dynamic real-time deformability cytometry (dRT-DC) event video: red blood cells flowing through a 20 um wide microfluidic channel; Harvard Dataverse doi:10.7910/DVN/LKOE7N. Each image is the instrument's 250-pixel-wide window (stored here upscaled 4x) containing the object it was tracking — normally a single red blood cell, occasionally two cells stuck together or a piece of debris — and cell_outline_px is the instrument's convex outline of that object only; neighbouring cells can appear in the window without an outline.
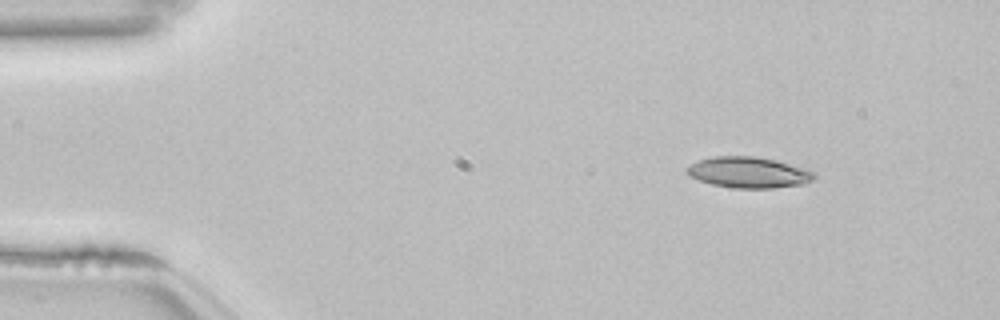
{"species": "common noctule bat (a hibernating species)", "species_latin": "Nyctalus noctula", "temperature_condition": "room temperature", "stored_images_in_passage": 49, "camera_frame_rate_fps": 3000, "um_per_image_px": 0.085, "animal": {"sex": "female", "body_mass_g": 22.7, "forearm_length_mm": 54.2}, "frame": {"image": 1, "passage_image": 3, "time_ms": 0.667, "image_size_px": [1000, 320], "cell_outline_px": [[816, 176], [812, 180], [804, 184], [772, 188], [736, 188], [712, 184], [688, 176], [684, 172], [684, 168], [688, 164], [700, 160], [716, 156], [756, 156], [776, 160], [804, 168], [816, 172]], "centroid_in_image_um": [63.61, 14.65], "position_along_channel_um": 21.4, "area_um2": 23.12}}
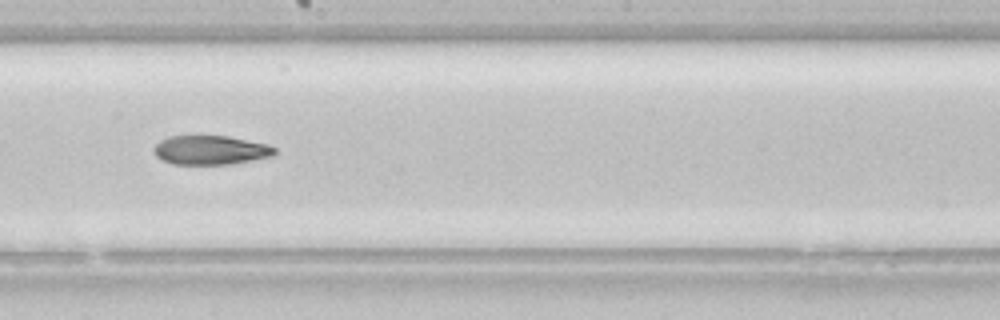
{"frame": {"image": 2, "passage_image": 26, "time_ms": 8.333, "image_size_px": [1000, 320], "cell_outline_px": [[276, 152], [272, 156], [232, 164], [172, 164], [160, 160], [156, 156], [152, 148], [160, 140], [168, 136], [228, 136], [268, 144], [276, 148]], "centroid_in_image_um": [17.87, 12.76], "position_along_channel_um": 230.3, "area_um2": 20.63}}
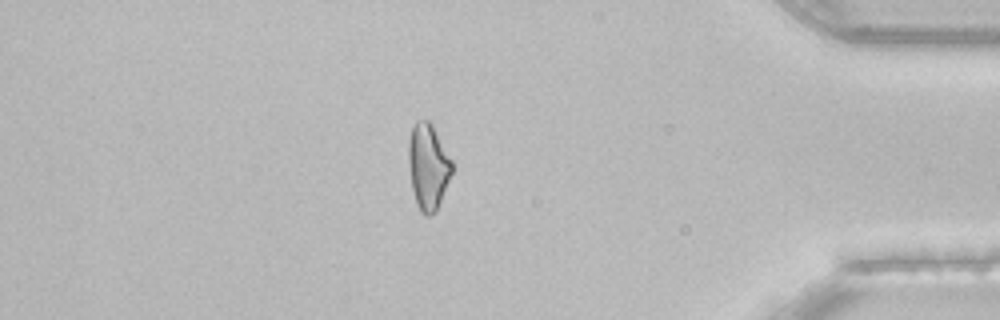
{"frame": {"image": 3, "passage_image": 42, "time_ms": 13.667, "image_size_px": [1000, 320], "cell_outline_px": [[452, 172], [436, 212], [428, 216], [424, 216], [420, 212], [416, 204], [412, 188], [408, 164], [408, 144], [412, 128], [416, 120], [428, 120], [432, 124], [452, 160]], "centroid_in_image_um": [36.38, 14.17], "position_along_channel_um": 398.8, "area_um2": 21.79}, "authors_computed_cell_mechanics": {"area_um2": 22.1952, "velocity_mm_per_s": 3.8586, "shape_relaxation_time_tau1_ms": 9.5555, "shape_relaxation_time_tau2_ms": null, "deformation_change_tau1": 0.2199, "deformation_change_tau2": null}}